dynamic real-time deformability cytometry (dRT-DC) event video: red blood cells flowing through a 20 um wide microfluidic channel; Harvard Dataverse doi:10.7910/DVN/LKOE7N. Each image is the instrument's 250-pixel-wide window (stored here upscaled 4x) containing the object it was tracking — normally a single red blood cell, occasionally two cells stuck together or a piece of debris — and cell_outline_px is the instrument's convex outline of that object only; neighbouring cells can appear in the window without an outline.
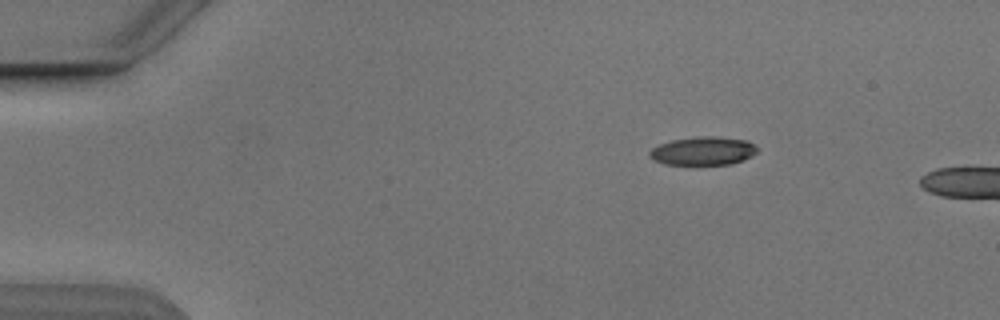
{"species": "Egyptian fruit bat (a non-hibernating species)", "species_latin": "Rousettus aegyptiacus", "temperature_condition": "cold", "stored_images_in_passage": 5, "camera_frame_rate_fps": 3000, "um_per_image_px": 0.085, "animal": {"sex": "male"}, "frame": {"image": 1, "passage_image": 1, "time_ms": 0.0, "image_size_px": [1000, 320], "cell_outline_px": [[760, 148], [752, 156], [732, 164], [696, 168], [692, 168], [664, 164], [648, 156], [648, 152], [652, 148], [660, 144], [672, 140], [700, 136], [712, 136], [748, 140]], "centroid_in_image_um": [59.76, 12.89], "position_along_channel_um": 25.2, "area_um2": 18.84}}
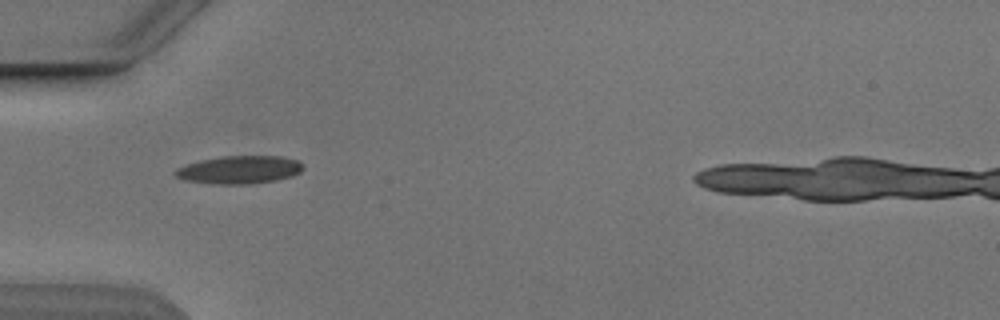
{"frame": {"image": 2, "passage_image": 3, "time_ms": 3.0, "image_size_px": [1000, 320], "cell_outline_px": [[304, 168], [300, 172], [292, 176], [272, 180], [248, 184], [212, 184], [184, 180], [176, 176], [172, 172], [176, 168], [188, 164], [204, 160], [224, 156], [280, 156], [296, 160]], "centroid_in_image_um": [20.31, 14.43], "position_along_channel_um": 64.7, "area_um2": 20.52}}
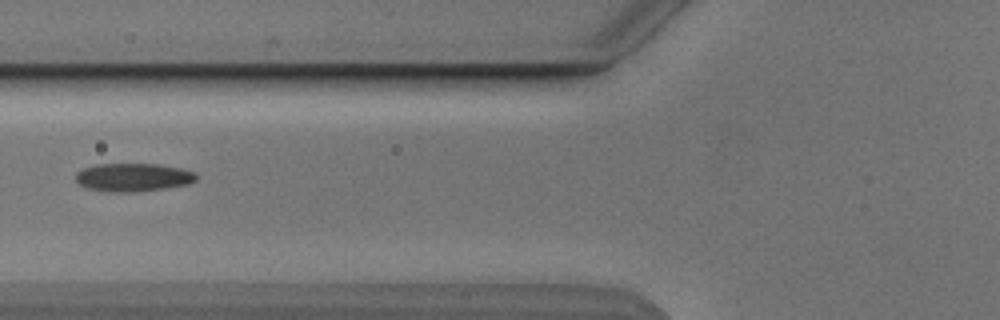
{"frame": {"image": 3, "passage_image": 4, "time_ms": 4.333, "image_size_px": [1000, 320], "cell_outline_px": [[196, 180], [188, 184], [168, 188], [132, 192], [112, 192], [88, 188], [80, 184], [76, 180], [76, 172], [84, 168], [96, 164], [156, 164], [180, 168], [196, 172]], "centroid_in_image_um": [11.33, 15.07], "position_along_channel_um": 114.5, "area_um2": 19.77}}